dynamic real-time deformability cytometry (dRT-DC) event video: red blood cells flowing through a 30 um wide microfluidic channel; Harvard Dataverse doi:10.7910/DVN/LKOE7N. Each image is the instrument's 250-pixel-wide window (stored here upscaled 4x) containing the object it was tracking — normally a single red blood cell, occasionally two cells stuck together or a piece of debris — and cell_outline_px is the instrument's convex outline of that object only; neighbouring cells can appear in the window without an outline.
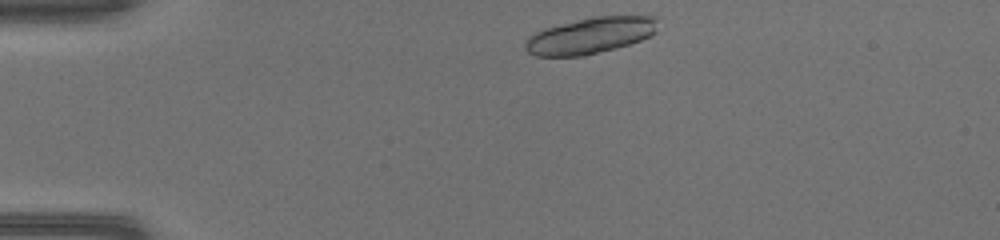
{"species": "common noctule bat (a hibernating species)", "species_latin": "Nyctalus noctula", "temperature_condition": "warm", "stored_images_in_passage": 40, "camera_frame_rate_fps": 3000, "um_per_image_px": 0.085, "animal": {"sex": "female", "body_mass_g": 17.0, "forearm_length_mm": 48.0}, "frame": {"image": 1, "passage_image": 1, "time_ms": 0.0, "image_size_px": [1000, 240], "cell_outline_px": [[656, 32], [640, 40], [628, 44], [584, 56], [536, 56], [528, 52], [524, 48], [524, 40], [528, 36], [544, 28], [592, 16], [656, 16]], "centroid_in_image_um": [50.12, 3.02], "position_along_channel_um": 34.9, "area_um2": 27.86}, "authors_computed_cell_mechanics": {"area_um2": 17.7446, "velocity_mm_per_s": 4.1789, "shape_relaxation_time_tau1_ms": 0.9328, "shape_relaxation_time_tau2_ms": 3.6815, "deformation_change_tau1": 0.1109, "deformation_change_tau2": 0.0477}}